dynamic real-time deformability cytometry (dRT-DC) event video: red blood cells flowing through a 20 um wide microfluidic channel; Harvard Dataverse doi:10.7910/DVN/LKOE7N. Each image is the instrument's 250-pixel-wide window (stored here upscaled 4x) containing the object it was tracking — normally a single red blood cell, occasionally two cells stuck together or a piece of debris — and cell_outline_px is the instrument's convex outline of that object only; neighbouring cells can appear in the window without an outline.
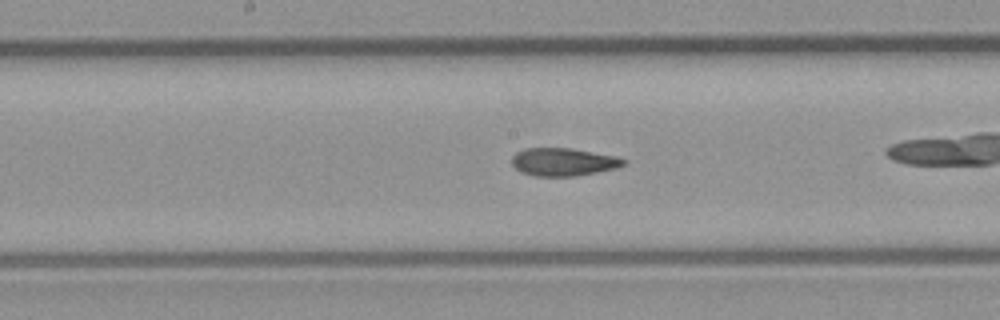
{"species": "common noctule bat (a hibernating species)", "species_latin": "Nyctalus noctula", "temperature_condition": "room temperature", "stored_images_in_passage": 34, "camera_frame_rate_fps": 3000, "um_per_image_px": 0.085, "animal": {"sex": "male", "body_mass_g": 23.1, "forearm_length_mm": 52.7}, "frame": {"image": 1, "passage_image": 20, "time_ms": 6.333, "image_size_px": [1000, 320], "cell_outline_px": [[628, 160], [624, 164], [616, 168], [576, 176], [532, 176], [520, 172], [512, 164], [512, 156], [516, 152], [524, 148], [568, 148], [616, 156]], "centroid_in_image_um": [47.85, 13.77], "position_along_channel_um": 200.3, "area_um2": 18.15}}
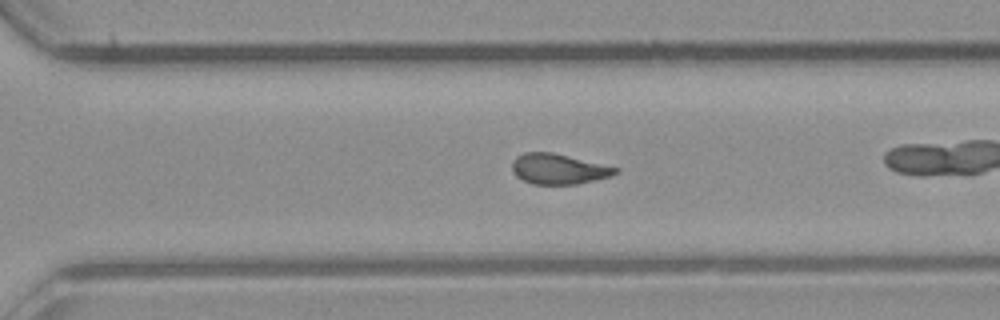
{"frame": {"image": 2, "passage_image": 29, "time_ms": 9.333, "image_size_px": [1000, 320], "cell_outline_px": [[620, 172], [612, 176], [576, 184], [532, 184], [516, 176], [512, 172], [512, 160], [516, 156], [524, 152], [552, 152], [620, 168]], "centroid_in_image_um": [47.47, 14.36], "position_along_channel_um": 323.1, "area_um2": 18.38}}